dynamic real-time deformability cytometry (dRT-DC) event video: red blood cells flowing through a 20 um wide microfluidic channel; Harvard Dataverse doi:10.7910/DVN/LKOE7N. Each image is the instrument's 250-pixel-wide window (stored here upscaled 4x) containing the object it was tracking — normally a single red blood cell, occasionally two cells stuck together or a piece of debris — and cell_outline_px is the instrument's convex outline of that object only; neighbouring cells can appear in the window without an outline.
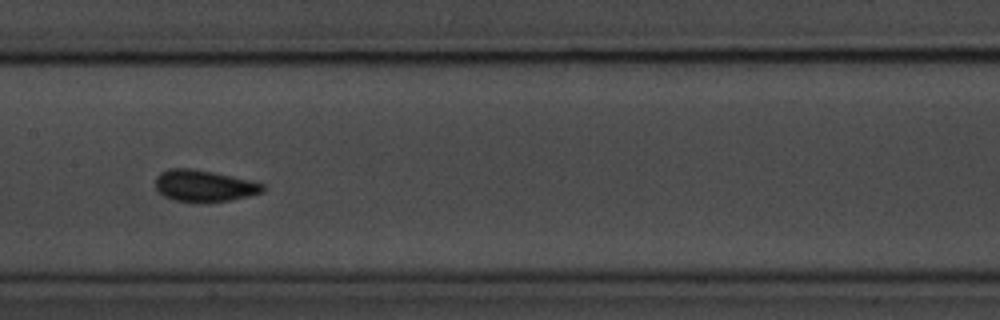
{"species": "common noctule bat (a hibernating species)", "species_latin": "Nyctalus noctula", "temperature_condition": "room temperature", "stored_images_in_passage": 14, "camera_frame_rate_fps": 3000, "um_per_image_px": 0.085, "animal": {"sex": "male", "body_mass_g": 20.1, "forearm_length_mm": 53.5}, "frame": {"image": 1, "passage_image": 7, "time_ms": 7.667, "image_size_px": [1000, 320], "cell_outline_px": [[264, 192], [248, 196], [228, 200], [196, 204], [176, 200], [164, 196], [156, 188], [156, 176], [160, 172], [168, 168], [188, 168], [212, 172], [248, 180], [264, 184]], "centroid_in_image_um": [17.31, 15.81], "position_along_channel_um": 190.1, "area_um2": 19.77}}
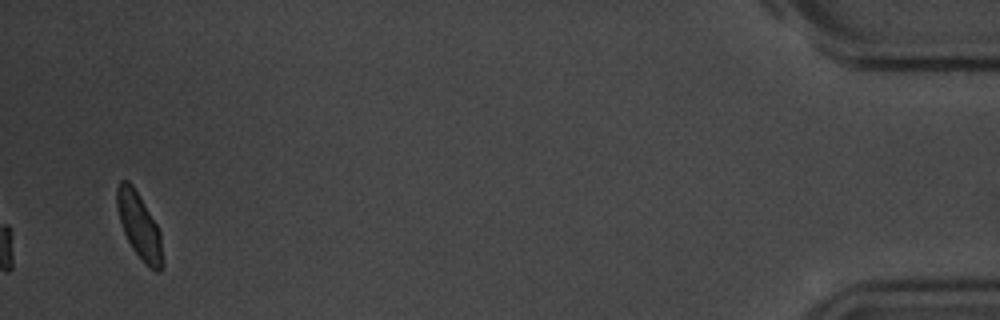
{"frame": {"image": 2, "passage_image": 14, "time_ms": 16.667, "image_size_px": [1000, 320], "cell_outline_px": [[164, 264], [160, 272], [156, 272], [148, 268], [144, 264], [132, 248], [124, 232], [120, 220], [116, 204], [116, 188], [120, 180], [128, 180], [132, 184], [156, 224], [160, 232], [164, 260]], "centroid_in_image_um": [11.85, 19.26], "position_along_channel_um": 423.3, "area_um2": 17.57}, "authors_computed_cell_mechanics": {"area_um2": 18.1781, "velocity_mm_per_s": 3.5351, "shape_relaxation_time_tau1_ms": 1.8638, "shape_relaxation_time_tau2_ms": 0.628, "deformation_change_tau1": 0.0885, "deformation_change_tau2": 0.0781}}